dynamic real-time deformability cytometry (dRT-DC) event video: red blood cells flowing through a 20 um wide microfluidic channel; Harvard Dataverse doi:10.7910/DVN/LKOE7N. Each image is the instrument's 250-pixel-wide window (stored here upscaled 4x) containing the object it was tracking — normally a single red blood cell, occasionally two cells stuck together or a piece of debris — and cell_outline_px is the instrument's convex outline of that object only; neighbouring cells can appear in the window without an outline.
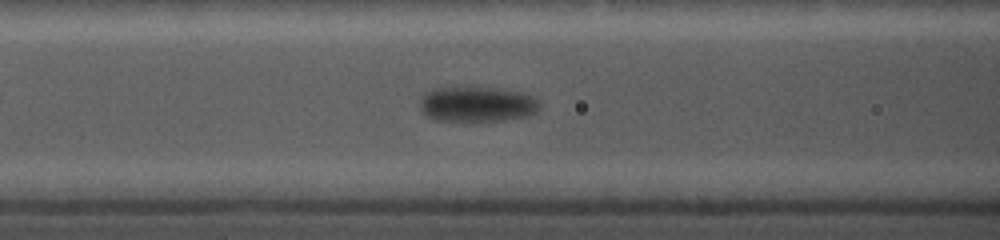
{"species": "common noctule bat (a hibernating species)", "species_latin": "Nyctalus noctula", "temperature_condition": "cold", "stored_images_in_passage": 15, "camera_frame_rate_fps": 5000, "um_per_image_px": 0.085, "animal": {"sex": "female", "body_mass_g": 19.0, "forearm_length_mm": 56.7}, "frame": {"image": 1, "passage_image": 13, "time_ms": 5.0, "image_size_px": [1000, 240], "cell_outline_px": [[540, 108], [536, 112], [528, 116], [504, 120], [432, 120], [424, 116], [420, 108], [420, 96], [424, 92], [432, 88], [460, 84], [524, 92], [536, 96], [540, 100]], "centroid_in_image_um": [40.51, 8.8], "position_along_channel_um": 126.1, "area_um2": 25.72}}